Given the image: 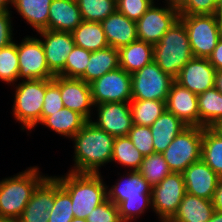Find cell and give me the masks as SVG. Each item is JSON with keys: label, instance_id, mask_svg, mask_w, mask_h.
Instances as JSON below:
<instances>
[{"label": "cell", "instance_id": "1", "mask_svg": "<svg viewBox=\"0 0 222 222\" xmlns=\"http://www.w3.org/2000/svg\"><path fill=\"white\" fill-rule=\"evenodd\" d=\"M74 166L69 172L101 174L99 169L112 160L115 137L87 121L71 138Z\"/></svg>", "mask_w": 222, "mask_h": 222}, {"label": "cell", "instance_id": "2", "mask_svg": "<svg viewBox=\"0 0 222 222\" xmlns=\"http://www.w3.org/2000/svg\"><path fill=\"white\" fill-rule=\"evenodd\" d=\"M151 195L152 186L138 171H127L116 184L107 187V199L118 206L122 222L136 221L152 208Z\"/></svg>", "mask_w": 222, "mask_h": 222}, {"label": "cell", "instance_id": "3", "mask_svg": "<svg viewBox=\"0 0 222 222\" xmlns=\"http://www.w3.org/2000/svg\"><path fill=\"white\" fill-rule=\"evenodd\" d=\"M70 195L74 217L86 219L90 212L107 200V186L102 174L73 173L55 176ZM105 183V184H104Z\"/></svg>", "mask_w": 222, "mask_h": 222}, {"label": "cell", "instance_id": "4", "mask_svg": "<svg viewBox=\"0 0 222 222\" xmlns=\"http://www.w3.org/2000/svg\"><path fill=\"white\" fill-rule=\"evenodd\" d=\"M39 169L31 166L0 181V217L12 222L19 219L34 190L47 177Z\"/></svg>", "mask_w": 222, "mask_h": 222}, {"label": "cell", "instance_id": "5", "mask_svg": "<svg viewBox=\"0 0 222 222\" xmlns=\"http://www.w3.org/2000/svg\"><path fill=\"white\" fill-rule=\"evenodd\" d=\"M193 57L187 30L180 19L169 28L157 44L153 45V60L174 80Z\"/></svg>", "mask_w": 222, "mask_h": 222}, {"label": "cell", "instance_id": "6", "mask_svg": "<svg viewBox=\"0 0 222 222\" xmlns=\"http://www.w3.org/2000/svg\"><path fill=\"white\" fill-rule=\"evenodd\" d=\"M15 86L13 116L21 130L31 131L41 122L47 79L22 80Z\"/></svg>", "mask_w": 222, "mask_h": 222}, {"label": "cell", "instance_id": "7", "mask_svg": "<svg viewBox=\"0 0 222 222\" xmlns=\"http://www.w3.org/2000/svg\"><path fill=\"white\" fill-rule=\"evenodd\" d=\"M194 57L208 58L221 38V21L215 14L180 15Z\"/></svg>", "mask_w": 222, "mask_h": 222}, {"label": "cell", "instance_id": "8", "mask_svg": "<svg viewBox=\"0 0 222 222\" xmlns=\"http://www.w3.org/2000/svg\"><path fill=\"white\" fill-rule=\"evenodd\" d=\"M203 127L187 126L162 152L172 172H183L201 159Z\"/></svg>", "mask_w": 222, "mask_h": 222}, {"label": "cell", "instance_id": "9", "mask_svg": "<svg viewBox=\"0 0 222 222\" xmlns=\"http://www.w3.org/2000/svg\"><path fill=\"white\" fill-rule=\"evenodd\" d=\"M174 81L153 60L131 74L132 99L166 102Z\"/></svg>", "mask_w": 222, "mask_h": 222}, {"label": "cell", "instance_id": "10", "mask_svg": "<svg viewBox=\"0 0 222 222\" xmlns=\"http://www.w3.org/2000/svg\"><path fill=\"white\" fill-rule=\"evenodd\" d=\"M185 194L186 187L181 172H171L159 184L152 186V209L159 221L169 222L173 218Z\"/></svg>", "mask_w": 222, "mask_h": 222}, {"label": "cell", "instance_id": "11", "mask_svg": "<svg viewBox=\"0 0 222 222\" xmlns=\"http://www.w3.org/2000/svg\"><path fill=\"white\" fill-rule=\"evenodd\" d=\"M19 80L53 79L49 70L44 48L39 38L26 36L17 44Z\"/></svg>", "mask_w": 222, "mask_h": 222}, {"label": "cell", "instance_id": "12", "mask_svg": "<svg viewBox=\"0 0 222 222\" xmlns=\"http://www.w3.org/2000/svg\"><path fill=\"white\" fill-rule=\"evenodd\" d=\"M90 87L94 105L132 99L131 74L120 67L94 80Z\"/></svg>", "mask_w": 222, "mask_h": 222}, {"label": "cell", "instance_id": "13", "mask_svg": "<svg viewBox=\"0 0 222 222\" xmlns=\"http://www.w3.org/2000/svg\"><path fill=\"white\" fill-rule=\"evenodd\" d=\"M179 18V10L168 4L165 7L152 4L136 22L138 40L157 44Z\"/></svg>", "mask_w": 222, "mask_h": 222}, {"label": "cell", "instance_id": "14", "mask_svg": "<svg viewBox=\"0 0 222 222\" xmlns=\"http://www.w3.org/2000/svg\"><path fill=\"white\" fill-rule=\"evenodd\" d=\"M97 120H90L95 126L113 137L128 136L133 120L129 102H110L94 105Z\"/></svg>", "mask_w": 222, "mask_h": 222}, {"label": "cell", "instance_id": "15", "mask_svg": "<svg viewBox=\"0 0 222 222\" xmlns=\"http://www.w3.org/2000/svg\"><path fill=\"white\" fill-rule=\"evenodd\" d=\"M53 81L60 88L64 107L81 114L87 121L94 119L91 117L94 104L90 84L81 79L65 78L59 75H55Z\"/></svg>", "mask_w": 222, "mask_h": 222}, {"label": "cell", "instance_id": "16", "mask_svg": "<svg viewBox=\"0 0 222 222\" xmlns=\"http://www.w3.org/2000/svg\"><path fill=\"white\" fill-rule=\"evenodd\" d=\"M40 41L44 48L45 57L49 70L54 75H59L65 68L68 55L71 53L75 43L71 32L41 30Z\"/></svg>", "mask_w": 222, "mask_h": 222}, {"label": "cell", "instance_id": "17", "mask_svg": "<svg viewBox=\"0 0 222 222\" xmlns=\"http://www.w3.org/2000/svg\"><path fill=\"white\" fill-rule=\"evenodd\" d=\"M216 69L208 58L193 57L180 70L177 83L195 94L214 87Z\"/></svg>", "mask_w": 222, "mask_h": 222}, {"label": "cell", "instance_id": "18", "mask_svg": "<svg viewBox=\"0 0 222 222\" xmlns=\"http://www.w3.org/2000/svg\"><path fill=\"white\" fill-rule=\"evenodd\" d=\"M182 174L186 193L212 200L220 177L202 159L191 163Z\"/></svg>", "mask_w": 222, "mask_h": 222}, {"label": "cell", "instance_id": "19", "mask_svg": "<svg viewBox=\"0 0 222 222\" xmlns=\"http://www.w3.org/2000/svg\"><path fill=\"white\" fill-rule=\"evenodd\" d=\"M54 205V176H48L34 190L16 222H48Z\"/></svg>", "mask_w": 222, "mask_h": 222}, {"label": "cell", "instance_id": "20", "mask_svg": "<svg viewBox=\"0 0 222 222\" xmlns=\"http://www.w3.org/2000/svg\"><path fill=\"white\" fill-rule=\"evenodd\" d=\"M166 110L173 113L187 126L199 127L198 95L173 82L169 91Z\"/></svg>", "mask_w": 222, "mask_h": 222}, {"label": "cell", "instance_id": "21", "mask_svg": "<svg viewBox=\"0 0 222 222\" xmlns=\"http://www.w3.org/2000/svg\"><path fill=\"white\" fill-rule=\"evenodd\" d=\"M109 46L119 49L138 40L136 22L117 10L100 22Z\"/></svg>", "mask_w": 222, "mask_h": 222}, {"label": "cell", "instance_id": "22", "mask_svg": "<svg viewBox=\"0 0 222 222\" xmlns=\"http://www.w3.org/2000/svg\"><path fill=\"white\" fill-rule=\"evenodd\" d=\"M82 21L76 0H52L49 9L48 30L72 32Z\"/></svg>", "mask_w": 222, "mask_h": 222}, {"label": "cell", "instance_id": "23", "mask_svg": "<svg viewBox=\"0 0 222 222\" xmlns=\"http://www.w3.org/2000/svg\"><path fill=\"white\" fill-rule=\"evenodd\" d=\"M187 127L173 113L165 110L150 126L155 153L164 152L172 140Z\"/></svg>", "mask_w": 222, "mask_h": 222}, {"label": "cell", "instance_id": "24", "mask_svg": "<svg viewBox=\"0 0 222 222\" xmlns=\"http://www.w3.org/2000/svg\"><path fill=\"white\" fill-rule=\"evenodd\" d=\"M214 211L212 200L186 193L169 222H208Z\"/></svg>", "mask_w": 222, "mask_h": 222}, {"label": "cell", "instance_id": "25", "mask_svg": "<svg viewBox=\"0 0 222 222\" xmlns=\"http://www.w3.org/2000/svg\"><path fill=\"white\" fill-rule=\"evenodd\" d=\"M119 65L127 73H134L153 61V45L136 40L118 49Z\"/></svg>", "mask_w": 222, "mask_h": 222}, {"label": "cell", "instance_id": "26", "mask_svg": "<svg viewBox=\"0 0 222 222\" xmlns=\"http://www.w3.org/2000/svg\"><path fill=\"white\" fill-rule=\"evenodd\" d=\"M118 49L111 46L98 51H92L85 73L79 78L90 84L104 74L119 68Z\"/></svg>", "mask_w": 222, "mask_h": 222}, {"label": "cell", "instance_id": "27", "mask_svg": "<svg viewBox=\"0 0 222 222\" xmlns=\"http://www.w3.org/2000/svg\"><path fill=\"white\" fill-rule=\"evenodd\" d=\"M51 3L52 0H11V6L36 32L48 30Z\"/></svg>", "mask_w": 222, "mask_h": 222}, {"label": "cell", "instance_id": "28", "mask_svg": "<svg viewBox=\"0 0 222 222\" xmlns=\"http://www.w3.org/2000/svg\"><path fill=\"white\" fill-rule=\"evenodd\" d=\"M86 122L87 120L81 114L63 107L52 115L46 116L39 124L71 139Z\"/></svg>", "mask_w": 222, "mask_h": 222}, {"label": "cell", "instance_id": "29", "mask_svg": "<svg viewBox=\"0 0 222 222\" xmlns=\"http://www.w3.org/2000/svg\"><path fill=\"white\" fill-rule=\"evenodd\" d=\"M199 127H214L222 121V94L212 87L198 94Z\"/></svg>", "mask_w": 222, "mask_h": 222}, {"label": "cell", "instance_id": "30", "mask_svg": "<svg viewBox=\"0 0 222 222\" xmlns=\"http://www.w3.org/2000/svg\"><path fill=\"white\" fill-rule=\"evenodd\" d=\"M76 46L89 51H98L109 47L105 33L100 22L82 21L71 32Z\"/></svg>", "mask_w": 222, "mask_h": 222}, {"label": "cell", "instance_id": "31", "mask_svg": "<svg viewBox=\"0 0 222 222\" xmlns=\"http://www.w3.org/2000/svg\"><path fill=\"white\" fill-rule=\"evenodd\" d=\"M201 159L222 178V135L213 127H203Z\"/></svg>", "mask_w": 222, "mask_h": 222}, {"label": "cell", "instance_id": "32", "mask_svg": "<svg viewBox=\"0 0 222 222\" xmlns=\"http://www.w3.org/2000/svg\"><path fill=\"white\" fill-rule=\"evenodd\" d=\"M143 159L144 156L134 147L128 136L115 137L111 162L130 168L127 171H138Z\"/></svg>", "mask_w": 222, "mask_h": 222}, {"label": "cell", "instance_id": "33", "mask_svg": "<svg viewBox=\"0 0 222 222\" xmlns=\"http://www.w3.org/2000/svg\"><path fill=\"white\" fill-rule=\"evenodd\" d=\"M130 111L133 124L150 127L166 110V102L159 100L131 99Z\"/></svg>", "mask_w": 222, "mask_h": 222}, {"label": "cell", "instance_id": "34", "mask_svg": "<svg viewBox=\"0 0 222 222\" xmlns=\"http://www.w3.org/2000/svg\"><path fill=\"white\" fill-rule=\"evenodd\" d=\"M83 21L101 22L117 10L115 0H76Z\"/></svg>", "mask_w": 222, "mask_h": 222}, {"label": "cell", "instance_id": "35", "mask_svg": "<svg viewBox=\"0 0 222 222\" xmlns=\"http://www.w3.org/2000/svg\"><path fill=\"white\" fill-rule=\"evenodd\" d=\"M138 172L151 185L159 184L172 171L162 153H153L144 157Z\"/></svg>", "mask_w": 222, "mask_h": 222}, {"label": "cell", "instance_id": "36", "mask_svg": "<svg viewBox=\"0 0 222 222\" xmlns=\"http://www.w3.org/2000/svg\"><path fill=\"white\" fill-rule=\"evenodd\" d=\"M73 218L71 197L54 177V205L48 222H71Z\"/></svg>", "mask_w": 222, "mask_h": 222}, {"label": "cell", "instance_id": "37", "mask_svg": "<svg viewBox=\"0 0 222 222\" xmlns=\"http://www.w3.org/2000/svg\"><path fill=\"white\" fill-rule=\"evenodd\" d=\"M19 74L17 43L14 41L5 48L0 49V80L14 86Z\"/></svg>", "mask_w": 222, "mask_h": 222}, {"label": "cell", "instance_id": "38", "mask_svg": "<svg viewBox=\"0 0 222 222\" xmlns=\"http://www.w3.org/2000/svg\"><path fill=\"white\" fill-rule=\"evenodd\" d=\"M90 55L91 51L74 45L71 53L67 57L65 68L59 76L79 79L85 73Z\"/></svg>", "mask_w": 222, "mask_h": 222}, {"label": "cell", "instance_id": "39", "mask_svg": "<svg viewBox=\"0 0 222 222\" xmlns=\"http://www.w3.org/2000/svg\"><path fill=\"white\" fill-rule=\"evenodd\" d=\"M128 137L131 139L134 147L138 149L144 157L155 153L150 127L133 124Z\"/></svg>", "mask_w": 222, "mask_h": 222}, {"label": "cell", "instance_id": "40", "mask_svg": "<svg viewBox=\"0 0 222 222\" xmlns=\"http://www.w3.org/2000/svg\"><path fill=\"white\" fill-rule=\"evenodd\" d=\"M64 107L60 88L53 81V79H47V88L44 96L43 108L41 111V121L52 113L61 110Z\"/></svg>", "mask_w": 222, "mask_h": 222}, {"label": "cell", "instance_id": "41", "mask_svg": "<svg viewBox=\"0 0 222 222\" xmlns=\"http://www.w3.org/2000/svg\"><path fill=\"white\" fill-rule=\"evenodd\" d=\"M116 3L117 11L134 22H137L152 5L148 0H118Z\"/></svg>", "mask_w": 222, "mask_h": 222}, {"label": "cell", "instance_id": "42", "mask_svg": "<svg viewBox=\"0 0 222 222\" xmlns=\"http://www.w3.org/2000/svg\"><path fill=\"white\" fill-rule=\"evenodd\" d=\"M87 222H122L118 206L108 199L93 209L86 218Z\"/></svg>", "mask_w": 222, "mask_h": 222}, {"label": "cell", "instance_id": "43", "mask_svg": "<svg viewBox=\"0 0 222 222\" xmlns=\"http://www.w3.org/2000/svg\"><path fill=\"white\" fill-rule=\"evenodd\" d=\"M219 0H187L179 9L180 15L215 14Z\"/></svg>", "mask_w": 222, "mask_h": 222}, {"label": "cell", "instance_id": "44", "mask_svg": "<svg viewBox=\"0 0 222 222\" xmlns=\"http://www.w3.org/2000/svg\"><path fill=\"white\" fill-rule=\"evenodd\" d=\"M13 11H4L0 13V49L10 45L13 40V23L12 13Z\"/></svg>", "mask_w": 222, "mask_h": 222}, {"label": "cell", "instance_id": "45", "mask_svg": "<svg viewBox=\"0 0 222 222\" xmlns=\"http://www.w3.org/2000/svg\"><path fill=\"white\" fill-rule=\"evenodd\" d=\"M210 64L217 70H222V38L219 39L217 46L208 57Z\"/></svg>", "mask_w": 222, "mask_h": 222}, {"label": "cell", "instance_id": "46", "mask_svg": "<svg viewBox=\"0 0 222 222\" xmlns=\"http://www.w3.org/2000/svg\"><path fill=\"white\" fill-rule=\"evenodd\" d=\"M212 203L216 211L222 212V178H220L214 192Z\"/></svg>", "mask_w": 222, "mask_h": 222}, {"label": "cell", "instance_id": "47", "mask_svg": "<svg viewBox=\"0 0 222 222\" xmlns=\"http://www.w3.org/2000/svg\"><path fill=\"white\" fill-rule=\"evenodd\" d=\"M214 87L222 94V70L215 73Z\"/></svg>", "mask_w": 222, "mask_h": 222}, {"label": "cell", "instance_id": "48", "mask_svg": "<svg viewBox=\"0 0 222 222\" xmlns=\"http://www.w3.org/2000/svg\"><path fill=\"white\" fill-rule=\"evenodd\" d=\"M165 1L166 4L177 10H179L187 2V0H165Z\"/></svg>", "mask_w": 222, "mask_h": 222}, {"label": "cell", "instance_id": "49", "mask_svg": "<svg viewBox=\"0 0 222 222\" xmlns=\"http://www.w3.org/2000/svg\"><path fill=\"white\" fill-rule=\"evenodd\" d=\"M10 4L11 0H0V13L4 11H10Z\"/></svg>", "mask_w": 222, "mask_h": 222}, {"label": "cell", "instance_id": "50", "mask_svg": "<svg viewBox=\"0 0 222 222\" xmlns=\"http://www.w3.org/2000/svg\"><path fill=\"white\" fill-rule=\"evenodd\" d=\"M208 222H222V212L215 210L211 219Z\"/></svg>", "mask_w": 222, "mask_h": 222}, {"label": "cell", "instance_id": "51", "mask_svg": "<svg viewBox=\"0 0 222 222\" xmlns=\"http://www.w3.org/2000/svg\"><path fill=\"white\" fill-rule=\"evenodd\" d=\"M215 15L222 22V0H219L218 2Z\"/></svg>", "mask_w": 222, "mask_h": 222}, {"label": "cell", "instance_id": "52", "mask_svg": "<svg viewBox=\"0 0 222 222\" xmlns=\"http://www.w3.org/2000/svg\"><path fill=\"white\" fill-rule=\"evenodd\" d=\"M213 128H214L219 134L222 135V121L218 122Z\"/></svg>", "mask_w": 222, "mask_h": 222}, {"label": "cell", "instance_id": "53", "mask_svg": "<svg viewBox=\"0 0 222 222\" xmlns=\"http://www.w3.org/2000/svg\"><path fill=\"white\" fill-rule=\"evenodd\" d=\"M71 222H87L86 219L74 217Z\"/></svg>", "mask_w": 222, "mask_h": 222}, {"label": "cell", "instance_id": "54", "mask_svg": "<svg viewBox=\"0 0 222 222\" xmlns=\"http://www.w3.org/2000/svg\"><path fill=\"white\" fill-rule=\"evenodd\" d=\"M0 222H12V221L5 219L4 217H0Z\"/></svg>", "mask_w": 222, "mask_h": 222}, {"label": "cell", "instance_id": "55", "mask_svg": "<svg viewBox=\"0 0 222 222\" xmlns=\"http://www.w3.org/2000/svg\"><path fill=\"white\" fill-rule=\"evenodd\" d=\"M148 1H150L152 4H156V3L154 2V0H148Z\"/></svg>", "mask_w": 222, "mask_h": 222}, {"label": "cell", "instance_id": "56", "mask_svg": "<svg viewBox=\"0 0 222 222\" xmlns=\"http://www.w3.org/2000/svg\"><path fill=\"white\" fill-rule=\"evenodd\" d=\"M221 38H222V22H221Z\"/></svg>", "mask_w": 222, "mask_h": 222}]
</instances>
